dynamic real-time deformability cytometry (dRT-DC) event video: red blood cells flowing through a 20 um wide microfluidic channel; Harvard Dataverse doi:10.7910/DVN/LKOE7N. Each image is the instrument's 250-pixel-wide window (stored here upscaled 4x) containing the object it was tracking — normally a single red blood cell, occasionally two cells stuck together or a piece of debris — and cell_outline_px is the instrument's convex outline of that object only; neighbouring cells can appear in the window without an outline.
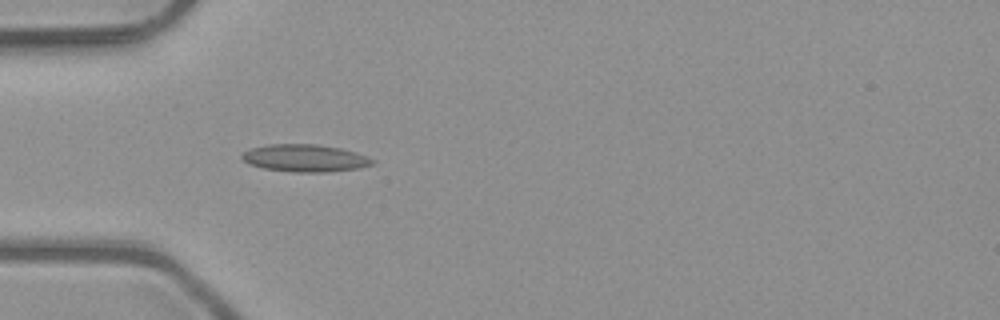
{"species": "common noctule bat (a hibernating species)", "species_latin": "Nyctalus noctula", "temperature_condition": "room temperature", "stored_images_in_passage": 2, "camera_frame_rate_fps": 3000, "um_per_image_px": 0.085, "animal": {"sex": "male", "body_mass_g": 23.1, "forearm_length_mm": 52.7}, "frame": {"image": 1, "passage_image": 2, "time_ms": 0.333, "image_size_px": [1000, 320], "cell_outline_px": [[376, 160], [372, 164], [360, 168], [324, 172], [292, 172], [264, 168], [248, 164], [240, 156], [244, 152], [252, 148], [268, 144], [316, 144], [340, 148], [356, 152], [368, 156]], "centroid_in_image_um": [25.94, 13.44], "position_along_channel_um": 59.1, "area_um2": 20.81}}